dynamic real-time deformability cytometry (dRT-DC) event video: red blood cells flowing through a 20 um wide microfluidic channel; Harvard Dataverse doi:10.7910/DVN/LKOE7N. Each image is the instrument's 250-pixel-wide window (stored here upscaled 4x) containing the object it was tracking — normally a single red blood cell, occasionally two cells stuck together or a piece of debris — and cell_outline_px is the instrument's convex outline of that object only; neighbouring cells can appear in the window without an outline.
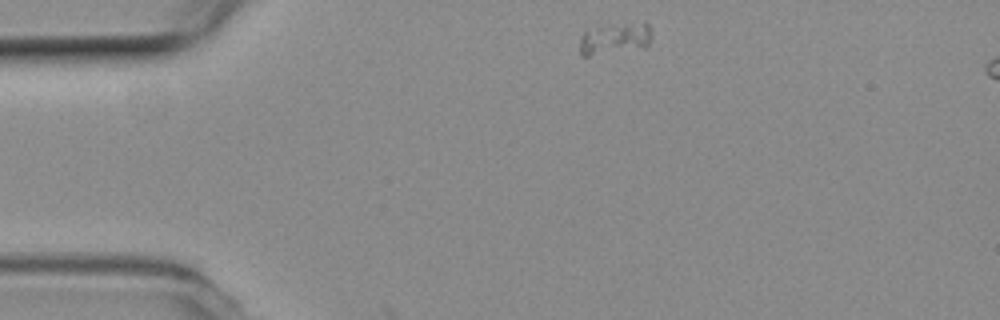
{"species": "common noctule bat (a hibernating species)", "species_latin": "Nyctalus noctula", "temperature_condition": "room temperature", "stored_images_in_passage": 5, "camera_frame_rate_fps": 3000, "um_per_image_px": 0.085, "animal": {"sex": "female", "body_mass_g": 19.3, "forearm_length_mm": 54.1}, "frame": {"image": 1, "passage_image": 1, "time_ms": 0.0, "image_size_px": [1000, 320], "cell_outline_px": [[652, 40], [648, 48], [588, 56], [580, 56], [580, 36], [584, 32], [600, 24], [648, 24], [652, 32]], "centroid_in_image_um": [52.27, 3.3], "position_along_channel_um": 32.7, "area_um2": 13.7}}